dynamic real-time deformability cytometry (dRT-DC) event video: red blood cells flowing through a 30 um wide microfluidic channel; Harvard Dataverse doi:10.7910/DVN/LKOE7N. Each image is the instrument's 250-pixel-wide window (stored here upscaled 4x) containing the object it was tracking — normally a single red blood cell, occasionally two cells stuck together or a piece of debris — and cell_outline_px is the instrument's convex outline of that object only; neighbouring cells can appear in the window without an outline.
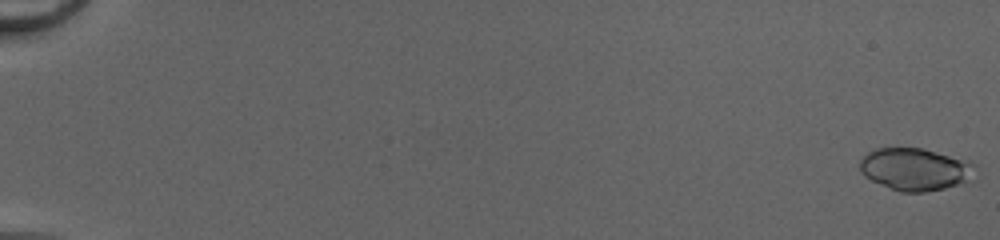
{"species": "common noctule bat (a hibernating species)", "species_latin": "Nyctalus noctula", "temperature_condition": "cold", "stored_images_in_passage": 51, "camera_frame_rate_fps": 3000, "um_per_image_px": 0.085, "animal": {"sex": "female", "body_mass_g": 20.0, "forearm_length_mm": 54.0}, "frame": {"image": 1, "passage_image": 1, "time_ms": 0.0, "image_size_px": [1000, 240], "cell_outline_px": [[976, 164], [964, 180], [956, 184], [944, 188], [924, 192], [900, 192], [872, 180], [864, 176], [860, 172], [860, 160], [868, 152], [876, 148], [924, 148], [968, 160]], "centroid_in_image_um": [77.71, 14.36], "position_along_channel_um": 7.3, "area_um2": 27.92}}
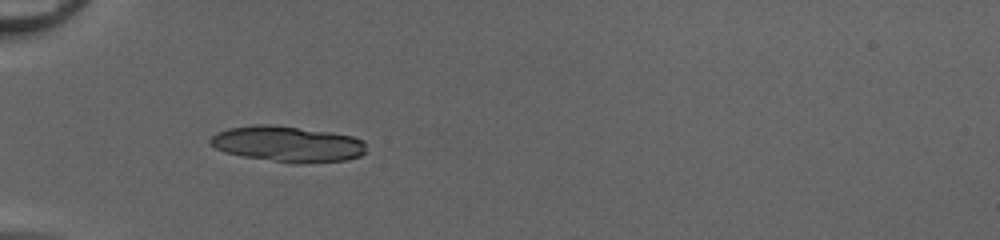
{"frame": {"image": 2, "passage_image": 19, "time_ms": 6.0, "image_size_px": [1000, 240], "cell_outline_px": [[364, 152], [360, 156], [348, 160], [300, 164], [292, 164], [244, 156], [224, 152], [208, 144], [208, 140], [216, 132], [228, 128], [256, 124], [268, 124], [332, 132], [352, 136], [364, 140]], "centroid_in_image_um": [24.42, 12.24], "position_along_channel_um": 60.6, "area_um2": 32.77}}